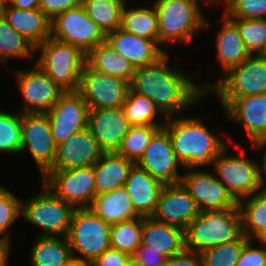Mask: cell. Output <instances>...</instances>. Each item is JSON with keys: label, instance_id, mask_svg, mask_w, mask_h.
Listing matches in <instances>:
<instances>
[{"label": "cell", "instance_id": "obj_39", "mask_svg": "<svg viewBox=\"0 0 266 266\" xmlns=\"http://www.w3.org/2000/svg\"><path fill=\"white\" fill-rule=\"evenodd\" d=\"M21 202L11 191L0 186V237L2 236L0 249L11 251L10 235L7 234V231L12 223L22 215Z\"/></svg>", "mask_w": 266, "mask_h": 266}, {"label": "cell", "instance_id": "obj_19", "mask_svg": "<svg viewBox=\"0 0 266 266\" xmlns=\"http://www.w3.org/2000/svg\"><path fill=\"white\" fill-rule=\"evenodd\" d=\"M199 209L184 185L179 182L163 186L154 214V220L175 225L184 230L198 216Z\"/></svg>", "mask_w": 266, "mask_h": 266}, {"label": "cell", "instance_id": "obj_43", "mask_svg": "<svg viewBox=\"0 0 266 266\" xmlns=\"http://www.w3.org/2000/svg\"><path fill=\"white\" fill-rule=\"evenodd\" d=\"M252 239L243 246L235 266H266V246L254 247Z\"/></svg>", "mask_w": 266, "mask_h": 266}, {"label": "cell", "instance_id": "obj_42", "mask_svg": "<svg viewBox=\"0 0 266 266\" xmlns=\"http://www.w3.org/2000/svg\"><path fill=\"white\" fill-rule=\"evenodd\" d=\"M223 4L230 19L266 18V0H225Z\"/></svg>", "mask_w": 266, "mask_h": 266}, {"label": "cell", "instance_id": "obj_13", "mask_svg": "<svg viewBox=\"0 0 266 266\" xmlns=\"http://www.w3.org/2000/svg\"><path fill=\"white\" fill-rule=\"evenodd\" d=\"M23 144L28 149L43 177L54 165L57 145L46 113H22Z\"/></svg>", "mask_w": 266, "mask_h": 266}, {"label": "cell", "instance_id": "obj_16", "mask_svg": "<svg viewBox=\"0 0 266 266\" xmlns=\"http://www.w3.org/2000/svg\"><path fill=\"white\" fill-rule=\"evenodd\" d=\"M46 114L58 145L87 127L89 107L78 91L64 92Z\"/></svg>", "mask_w": 266, "mask_h": 266}, {"label": "cell", "instance_id": "obj_23", "mask_svg": "<svg viewBox=\"0 0 266 266\" xmlns=\"http://www.w3.org/2000/svg\"><path fill=\"white\" fill-rule=\"evenodd\" d=\"M163 186L162 182L137 164L130 168L124 184L135 213L141 217H151L154 214Z\"/></svg>", "mask_w": 266, "mask_h": 266}, {"label": "cell", "instance_id": "obj_6", "mask_svg": "<svg viewBox=\"0 0 266 266\" xmlns=\"http://www.w3.org/2000/svg\"><path fill=\"white\" fill-rule=\"evenodd\" d=\"M110 234L111 225L89 208L75 209L67 234L72 257L93 262L110 248ZM75 252L82 257H76Z\"/></svg>", "mask_w": 266, "mask_h": 266}, {"label": "cell", "instance_id": "obj_11", "mask_svg": "<svg viewBox=\"0 0 266 266\" xmlns=\"http://www.w3.org/2000/svg\"><path fill=\"white\" fill-rule=\"evenodd\" d=\"M51 37L80 47L87 54L98 44L105 42L106 35L80 4L62 12L51 21Z\"/></svg>", "mask_w": 266, "mask_h": 266}, {"label": "cell", "instance_id": "obj_9", "mask_svg": "<svg viewBox=\"0 0 266 266\" xmlns=\"http://www.w3.org/2000/svg\"><path fill=\"white\" fill-rule=\"evenodd\" d=\"M228 147L213 160L212 165L216 170V178L239 202L263 189L259 179V164L244 153L227 157Z\"/></svg>", "mask_w": 266, "mask_h": 266}, {"label": "cell", "instance_id": "obj_26", "mask_svg": "<svg viewBox=\"0 0 266 266\" xmlns=\"http://www.w3.org/2000/svg\"><path fill=\"white\" fill-rule=\"evenodd\" d=\"M223 22L216 36V48L219 64L226 74L231 68L245 61L250 53L248 52L238 30L237 25L223 13Z\"/></svg>", "mask_w": 266, "mask_h": 266}, {"label": "cell", "instance_id": "obj_35", "mask_svg": "<svg viewBox=\"0 0 266 266\" xmlns=\"http://www.w3.org/2000/svg\"><path fill=\"white\" fill-rule=\"evenodd\" d=\"M35 47L21 34L14 30L7 20L0 15V62L12 58H32Z\"/></svg>", "mask_w": 266, "mask_h": 266}, {"label": "cell", "instance_id": "obj_14", "mask_svg": "<svg viewBox=\"0 0 266 266\" xmlns=\"http://www.w3.org/2000/svg\"><path fill=\"white\" fill-rule=\"evenodd\" d=\"M16 83L24 100L21 113H46L64 93L37 65L33 69L16 70Z\"/></svg>", "mask_w": 266, "mask_h": 266}, {"label": "cell", "instance_id": "obj_4", "mask_svg": "<svg viewBox=\"0 0 266 266\" xmlns=\"http://www.w3.org/2000/svg\"><path fill=\"white\" fill-rule=\"evenodd\" d=\"M40 51L39 66L64 92L79 90L80 76L87 54L80 48L52 37L35 48Z\"/></svg>", "mask_w": 266, "mask_h": 266}, {"label": "cell", "instance_id": "obj_25", "mask_svg": "<svg viewBox=\"0 0 266 266\" xmlns=\"http://www.w3.org/2000/svg\"><path fill=\"white\" fill-rule=\"evenodd\" d=\"M141 244L171 257L185 249V230L181 227L142 217Z\"/></svg>", "mask_w": 266, "mask_h": 266}, {"label": "cell", "instance_id": "obj_7", "mask_svg": "<svg viewBox=\"0 0 266 266\" xmlns=\"http://www.w3.org/2000/svg\"><path fill=\"white\" fill-rule=\"evenodd\" d=\"M43 186L42 193L22 202L21 217L42 229L37 236H67L75 208Z\"/></svg>", "mask_w": 266, "mask_h": 266}, {"label": "cell", "instance_id": "obj_44", "mask_svg": "<svg viewBox=\"0 0 266 266\" xmlns=\"http://www.w3.org/2000/svg\"><path fill=\"white\" fill-rule=\"evenodd\" d=\"M131 258L139 266H164L168 257L151 246L141 244Z\"/></svg>", "mask_w": 266, "mask_h": 266}, {"label": "cell", "instance_id": "obj_49", "mask_svg": "<svg viewBox=\"0 0 266 266\" xmlns=\"http://www.w3.org/2000/svg\"><path fill=\"white\" fill-rule=\"evenodd\" d=\"M11 6L23 10L39 9V0H6Z\"/></svg>", "mask_w": 266, "mask_h": 266}, {"label": "cell", "instance_id": "obj_40", "mask_svg": "<svg viewBox=\"0 0 266 266\" xmlns=\"http://www.w3.org/2000/svg\"><path fill=\"white\" fill-rule=\"evenodd\" d=\"M250 55H260L266 47V18L231 19Z\"/></svg>", "mask_w": 266, "mask_h": 266}, {"label": "cell", "instance_id": "obj_28", "mask_svg": "<svg viewBox=\"0 0 266 266\" xmlns=\"http://www.w3.org/2000/svg\"><path fill=\"white\" fill-rule=\"evenodd\" d=\"M89 209L111 226L139 217L124 187L95 196Z\"/></svg>", "mask_w": 266, "mask_h": 266}, {"label": "cell", "instance_id": "obj_45", "mask_svg": "<svg viewBox=\"0 0 266 266\" xmlns=\"http://www.w3.org/2000/svg\"><path fill=\"white\" fill-rule=\"evenodd\" d=\"M81 2L82 0H39V9L52 21L57 15Z\"/></svg>", "mask_w": 266, "mask_h": 266}, {"label": "cell", "instance_id": "obj_31", "mask_svg": "<svg viewBox=\"0 0 266 266\" xmlns=\"http://www.w3.org/2000/svg\"><path fill=\"white\" fill-rule=\"evenodd\" d=\"M122 10L121 28L140 37L155 40L159 44L157 11L152 7H126Z\"/></svg>", "mask_w": 266, "mask_h": 266}, {"label": "cell", "instance_id": "obj_10", "mask_svg": "<svg viewBox=\"0 0 266 266\" xmlns=\"http://www.w3.org/2000/svg\"><path fill=\"white\" fill-rule=\"evenodd\" d=\"M43 184L75 209L89 208L96 196L94 168L49 170Z\"/></svg>", "mask_w": 266, "mask_h": 266}, {"label": "cell", "instance_id": "obj_3", "mask_svg": "<svg viewBox=\"0 0 266 266\" xmlns=\"http://www.w3.org/2000/svg\"><path fill=\"white\" fill-rule=\"evenodd\" d=\"M243 235L239 207L199 212L185 229V249L202 253Z\"/></svg>", "mask_w": 266, "mask_h": 266}, {"label": "cell", "instance_id": "obj_56", "mask_svg": "<svg viewBox=\"0 0 266 266\" xmlns=\"http://www.w3.org/2000/svg\"><path fill=\"white\" fill-rule=\"evenodd\" d=\"M260 55L266 60V47Z\"/></svg>", "mask_w": 266, "mask_h": 266}, {"label": "cell", "instance_id": "obj_21", "mask_svg": "<svg viewBox=\"0 0 266 266\" xmlns=\"http://www.w3.org/2000/svg\"><path fill=\"white\" fill-rule=\"evenodd\" d=\"M103 153L98 142L86 127L57 145L56 158L50 170L94 166Z\"/></svg>", "mask_w": 266, "mask_h": 266}, {"label": "cell", "instance_id": "obj_5", "mask_svg": "<svg viewBox=\"0 0 266 266\" xmlns=\"http://www.w3.org/2000/svg\"><path fill=\"white\" fill-rule=\"evenodd\" d=\"M199 1L201 0H154L160 46L170 41L187 45L197 31L210 25L201 12Z\"/></svg>", "mask_w": 266, "mask_h": 266}, {"label": "cell", "instance_id": "obj_54", "mask_svg": "<svg viewBox=\"0 0 266 266\" xmlns=\"http://www.w3.org/2000/svg\"><path fill=\"white\" fill-rule=\"evenodd\" d=\"M124 266H139L132 258Z\"/></svg>", "mask_w": 266, "mask_h": 266}, {"label": "cell", "instance_id": "obj_41", "mask_svg": "<svg viewBox=\"0 0 266 266\" xmlns=\"http://www.w3.org/2000/svg\"><path fill=\"white\" fill-rule=\"evenodd\" d=\"M249 239L242 235L238 240L224 243L201 253L202 266H235L241 250Z\"/></svg>", "mask_w": 266, "mask_h": 266}, {"label": "cell", "instance_id": "obj_24", "mask_svg": "<svg viewBox=\"0 0 266 266\" xmlns=\"http://www.w3.org/2000/svg\"><path fill=\"white\" fill-rule=\"evenodd\" d=\"M3 17L35 48L51 37V20L40 10H23L4 3Z\"/></svg>", "mask_w": 266, "mask_h": 266}, {"label": "cell", "instance_id": "obj_34", "mask_svg": "<svg viewBox=\"0 0 266 266\" xmlns=\"http://www.w3.org/2000/svg\"><path fill=\"white\" fill-rule=\"evenodd\" d=\"M123 110L128 122L132 126H164L158 123L157 116L164 115L154 105V103L146 96L133 92L130 88L128 89L125 102L123 104Z\"/></svg>", "mask_w": 266, "mask_h": 266}, {"label": "cell", "instance_id": "obj_51", "mask_svg": "<svg viewBox=\"0 0 266 266\" xmlns=\"http://www.w3.org/2000/svg\"><path fill=\"white\" fill-rule=\"evenodd\" d=\"M254 239L258 241V244L266 246V225L252 238Z\"/></svg>", "mask_w": 266, "mask_h": 266}, {"label": "cell", "instance_id": "obj_38", "mask_svg": "<svg viewBox=\"0 0 266 266\" xmlns=\"http://www.w3.org/2000/svg\"><path fill=\"white\" fill-rule=\"evenodd\" d=\"M163 126H131L117 153L136 164L148 147L152 136Z\"/></svg>", "mask_w": 266, "mask_h": 266}, {"label": "cell", "instance_id": "obj_36", "mask_svg": "<svg viewBox=\"0 0 266 266\" xmlns=\"http://www.w3.org/2000/svg\"><path fill=\"white\" fill-rule=\"evenodd\" d=\"M141 236V216L112 225L110 234V248L119 250L131 257L141 245Z\"/></svg>", "mask_w": 266, "mask_h": 266}, {"label": "cell", "instance_id": "obj_53", "mask_svg": "<svg viewBox=\"0 0 266 266\" xmlns=\"http://www.w3.org/2000/svg\"><path fill=\"white\" fill-rule=\"evenodd\" d=\"M204 3H208V4H212V6L214 7L215 4H220L221 1L222 3L225 1V0H203Z\"/></svg>", "mask_w": 266, "mask_h": 266}, {"label": "cell", "instance_id": "obj_55", "mask_svg": "<svg viewBox=\"0 0 266 266\" xmlns=\"http://www.w3.org/2000/svg\"><path fill=\"white\" fill-rule=\"evenodd\" d=\"M5 2H6V0H0V15H2L3 6H4Z\"/></svg>", "mask_w": 266, "mask_h": 266}, {"label": "cell", "instance_id": "obj_30", "mask_svg": "<svg viewBox=\"0 0 266 266\" xmlns=\"http://www.w3.org/2000/svg\"><path fill=\"white\" fill-rule=\"evenodd\" d=\"M86 63L94 70L121 77L129 83L135 73L133 65L125 57L116 53L106 41L87 53Z\"/></svg>", "mask_w": 266, "mask_h": 266}, {"label": "cell", "instance_id": "obj_37", "mask_svg": "<svg viewBox=\"0 0 266 266\" xmlns=\"http://www.w3.org/2000/svg\"><path fill=\"white\" fill-rule=\"evenodd\" d=\"M22 113L0 110V151L10 154L21 153L23 144Z\"/></svg>", "mask_w": 266, "mask_h": 266}, {"label": "cell", "instance_id": "obj_52", "mask_svg": "<svg viewBox=\"0 0 266 266\" xmlns=\"http://www.w3.org/2000/svg\"><path fill=\"white\" fill-rule=\"evenodd\" d=\"M9 252V250L0 249V266H6Z\"/></svg>", "mask_w": 266, "mask_h": 266}, {"label": "cell", "instance_id": "obj_22", "mask_svg": "<svg viewBox=\"0 0 266 266\" xmlns=\"http://www.w3.org/2000/svg\"><path fill=\"white\" fill-rule=\"evenodd\" d=\"M105 41L135 69L154 64L167 53L155 40L136 36L121 27L107 33Z\"/></svg>", "mask_w": 266, "mask_h": 266}, {"label": "cell", "instance_id": "obj_12", "mask_svg": "<svg viewBox=\"0 0 266 266\" xmlns=\"http://www.w3.org/2000/svg\"><path fill=\"white\" fill-rule=\"evenodd\" d=\"M129 88L125 79L94 70L86 63L78 92L89 109H112L123 106Z\"/></svg>", "mask_w": 266, "mask_h": 266}, {"label": "cell", "instance_id": "obj_2", "mask_svg": "<svg viewBox=\"0 0 266 266\" xmlns=\"http://www.w3.org/2000/svg\"><path fill=\"white\" fill-rule=\"evenodd\" d=\"M171 139L174 154L183 168L196 169L208 166L228 146L213 135L199 117L165 118L163 126Z\"/></svg>", "mask_w": 266, "mask_h": 266}, {"label": "cell", "instance_id": "obj_46", "mask_svg": "<svg viewBox=\"0 0 266 266\" xmlns=\"http://www.w3.org/2000/svg\"><path fill=\"white\" fill-rule=\"evenodd\" d=\"M130 258L126 253L109 248L91 263L92 266H124Z\"/></svg>", "mask_w": 266, "mask_h": 266}, {"label": "cell", "instance_id": "obj_8", "mask_svg": "<svg viewBox=\"0 0 266 266\" xmlns=\"http://www.w3.org/2000/svg\"><path fill=\"white\" fill-rule=\"evenodd\" d=\"M203 89L218 98H242L266 93V60L261 55H250L218 82L203 84Z\"/></svg>", "mask_w": 266, "mask_h": 266}, {"label": "cell", "instance_id": "obj_18", "mask_svg": "<svg viewBox=\"0 0 266 266\" xmlns=\"http://www.w3.org/2000/svg\"><path fill=\"white\" fill-rule=\"evenodd\" d=\"M218 99L228 119L243 125L250 142L266 140V93Z\"/></svg>", "mask_w": 266, "mask_h": 266}, {"label": "cell", "instance_id": "obj_29", "mask_svg": "<svg viewBox=\"0 0 266 266\" xmlns=\"http://www.w3.org/2000/svg\"><path fill=\"white\" fill-rule=\"evenodd\" d=\"M63 238V239H62ZM37 236L30 251L32 266H62L71 258V248L67 236Z\"/></svg>", "mask_w": 266, "mask_h": 266}, {"label": "cell", "instance_id": "obj_32", "mask_svg": "<svg viewBox=\"0 0 266 266\" xmlns=\"http://www.w3.org/2000/svg\"><path fill=\"white\" fill-rule=\"evenodd\" d=\"M87 15L98 25L106 35L121 27L122 10L125 2L122 0H82Z\"/></svg>", "mask_w": 266, "mask_h": 266}, {"label": "cell", "instance_id": "obj_27", "mask_svg": "<svg viewBox=\"0 0 266 266\" xmlns=\"http://www.w3.org/2000/svg\"><path fill=\"white\" fill-rule=\"evenodd\" d=\"M133 164L131 160L117 152L103 153L93 166L96 196L124 187L128 172Z\"/></svg>", "mask_w": 266, "mask_h": 266}, {"label": "cell", "instance_id": "obj_47", "mask_svg": "<svg viewBox=\"0 0 266 266\" xmlns=\"http://www.w3.org/2000/svg\"><path fill=\"white\" fill-rule=\"evenodd\" d=\"M164 266H202V257L200 253L184 249L181 253L168 257Z\"/></svg>", "mask_w": 266, "mask_h": 266}, {"label": "cell", "instance_id": "obj_15", "mask_svg": "<svg viewBox=\"0 0 266 266\" xmlns=\"http://www.w3.org/2000/svg\"><path fill=\"white\" fill-rule=\"evenodd\" d=\"M187 170L185 175L182 174L180 182L188 190L200 212L238 207V202L214 174L196 169Z\"/></svg>", "mask_w": 266, "mask_h": 266}, {"label": "cell", "instance_id": "obj_20", "mask_svg": "<svg viewBox=\"0 0 266 266\" xmlns=\"http://www.w3.org/2000/svg\"><path fill=\"white\" fill-rule=\"evenodd\" d=\"M131 126L123 107L89 109L87 128L104 153L117 152Z\"/></svg>", "mask_w": 266, "mask_h": 266}, {"label": "cell", "instance_id": "obj_50", "mask_svg": "<svg viewBox=\"0 0 266 266\" xmlns=\"http://www.w3.org/2000/svg\"><path fill=\"white\" fill-rule=\"evenodd\" d=\"M62 266H92V263L72 257L66 264Z\"/></svg>", "mask_w": 266, "mask_h": 266}, {"label": "cell", "instance_id": "obj_1", "mask_svg": "<svg viewBox=\"0 0 266 266\" xmlns=\"http://www.w3.org/2000/svg\"><path fill=\"white\" fill-rule=\"evenodd\" d=\"M169 57L166 53L156 63L135 69L129 83L133 92L149 98L166 118L179 116L207 94L194 76L168 66Z\"/></svg>", "mask_w": 266, "mask_h": 266}, {"label": "cell", "instance_id": "obj_17", "mask_svg": "<svg viewBox=\"0 0 266 266\" xmlns=\"http://www.w3.org/2000/svg\"><path fill=\"white\" fill-rule=\"evenodd\" d=\"M164 185L181 181L178 172L183 166L177 160L168 131L162 127L151 138L143 156L136 163Z\"/></svg>", "mask_w": 266, "mask_h": 266}, {"label": "cell", "instance_id": "obj_48", "mask_svg": "<svg viewBox=\"0 0 266 266\" xmlns=\"http://www.w3.org/2000/svg\"><path fill=\"white\" fill-rule=\"evenodd\" d=\"M253 144H254L253 146L256 147V150L261 151V149L265 148V150L263 151L264 152L263 156H262V163H261L262 167L259 166L258 169H259V179H260L261 185L263 189H266V186L264 185L265 184L264 182L266 181L265 180L266 179V140L257 141V142H254Z\"/></svg>", "mask_w": 266, "mask_h": 266}, {"label": "cell", "instance_id": "obj_33", "mask_svg": "<svg viewBox=\"0 0 266 266\" xmlns=\"http://www.w3.org/2000/svg\"><path fill=\"white\" fill-rule=\"evenodd\" d=\"M238 207L242 217L243 235L252 239L266 225V189L240 200Z\"/></svg>", "mask_w": 266, "mask_h": 266}]
</instances>
